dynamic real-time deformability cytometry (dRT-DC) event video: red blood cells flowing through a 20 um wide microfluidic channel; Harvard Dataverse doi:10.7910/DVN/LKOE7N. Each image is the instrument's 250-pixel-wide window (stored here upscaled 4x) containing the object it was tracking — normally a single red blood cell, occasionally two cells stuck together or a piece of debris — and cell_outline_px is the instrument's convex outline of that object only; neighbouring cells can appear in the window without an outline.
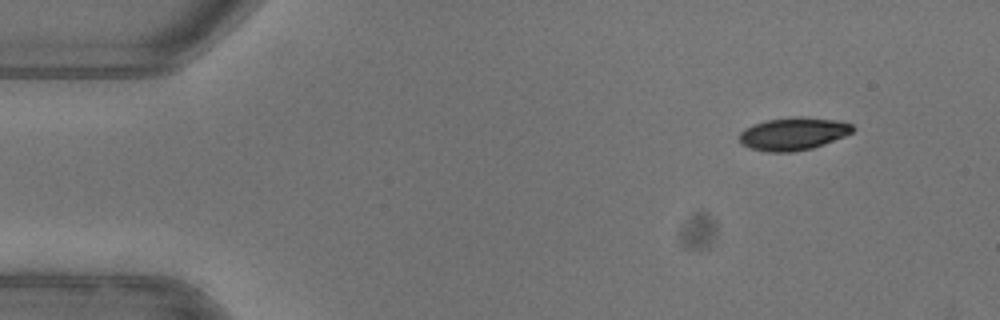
{"species": "common noctule bat (a hibernating species)", "species_latin": "Nyctalus noctula", "temperature_condition": "warm", "stored_images_in_passage": 48, "camera_frame_rate_fps": 3000, "um_per_image_px": 0.085, "animal": {"sex": "female"}, "frame": {"image": 1, "passage_image": 1, "time_ms": 0.0, "image_size_px": [1000, 320], "cell_outline_px": [[852, 132], [844, 136], [824, 144], [812, 148], [792, 152], [768, 152], [748, 148], [740, 144], [740, 132], [744, 128], [752, 124], [768, 120], [796, 116], [804, 116], [836, 120], [852, 124]], "centroid_in_image_um": [67.38, 11.37], "position_along_channel_um": 17.6, "area_um2": 21.68}}
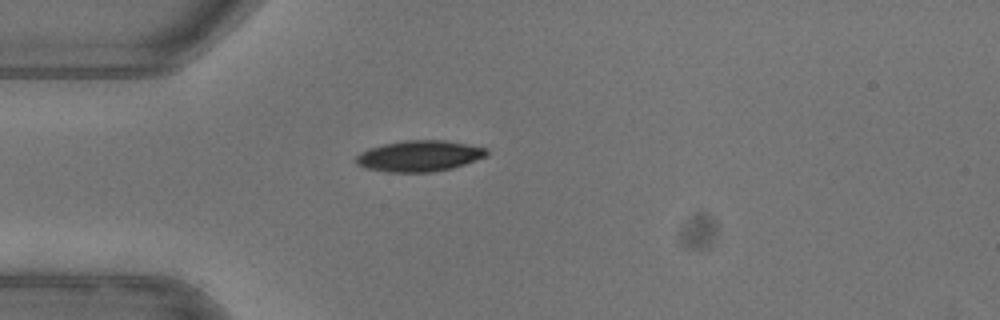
{"frame": {"image": 2, "passage_image": 10, "time_ms": 3.0, "image_size_px": [1000, 320], "cell_outline_px": [[488, 156], [452, 168], [432, 172], [388, 172], [364, 168], [356, 164], [356, 156], [360, 152], [368, 148], [384, 144], [404, 140], [444, 140], [488, 148]], "centroid_in_image_um": [35.63, 13.26], "position_along_channel_um": 49.4, "area_um2": 23.7}, "authors_computed_cell_mechanics": {"area_um2": 22.8599, "velocity_mm_per_s": 3.9656, "shape_relaxation_time_tau1_ms": 3.1421, "shape_relaxation_time_tau2_ms": null, "deformation_change_tau1": 0.1231, "deformation_change_tau2": null}}